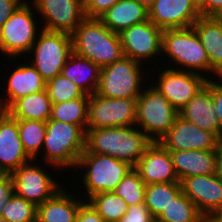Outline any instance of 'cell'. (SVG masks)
Returning <instances> with one entry per match:
<instances>
[{
  "label": "cell",
  "mask_w": 222,
  "mask_h": 222,
  "mask_svg": "<svg viewBox=\"0 0 222 222\" xmlns=\"http://www.w3.org/2000/svg\"><path fill=\"white\" fill-rule=\"evenodd\" d=\"M153 141L137 126L86 130L85 150L136 166Z\"/></svg>",
  "instance_id": "obj_1"
},
{
  "label": "cell",
  "mask_w": 222,
  "mask_h": 222,
  "mask_svg": "<svg viewBox=\"0 0 222 222\" xmlns=\"http://www.w3.org/2000/svg\"><path fill=\"white\" fill-rule=\"evenodd\" d=\"M70 35L72 51L100 68L124 56L119 34L109 30L98 18H85Z\"/></svg>",
  "instance_id": "obj_2"
},
{
  "label": "cell",
  "mask_w": 222,
  "mask_h": 222,
  "mask_svg": "<svg viewBox=\"0 0 222 222\" xmlns=\"http://www.w3.org/2000/svg\"><path fill=\"white\" fill-rule=\"evenodd\" d=\"M161 55L166 60L169 57L168 62L172 63H169L170 66L166 64V67L202 73L206 78L212 79L207 52L193 27L163 30Z\"/></svg>",
  "instance_id": "obj_3"
},
{
  "label": "cell",
  "mask_w": 222,
  "mask_h": 222,
  "mask_svg": "<svg viewBox=\"0 0 222 222\" xmlns=\"http://www.w3.org/2000/svg\"><path fill=\"white\" fill-rule=\"evenodd\" d=\"M85 139L86 132L80 126L48 120L42 147L43 163L62 171L64 168H76L78 159L85 151Z\"/></svg>",
  "instance_id": "obj_4"
},
{
  "label": "cell",
  "mask_w": 222,
  "mask_h": 222,
  "mask_svg": "<svg viewBox=\"0 0 222 222\" xmlns=\"http://www.w3.org/2000/svg\"><path fill=\"white\" fill-rule=\"evenodd\" d=\"M80 173L85 191L86 201L97 193L113 192L125 175L134 167L127 162L109 155L88 153L86 150L78 159L76 170ZM85 170V171H84Z\"/></svg>",
  "instance_id": "obj_5"
},
{
  "label": "cell",
  "mask_w": 222,
  "mask_h": 222,
  "mask_svg": "<svg viewBox=\"0 0 222 222\" xmlns=\"http://www.w3.org/2000/svg\"><path fill=\"white\" fill-rule=\"evenodd\" d=\"M144 68L140 62L123 56L101 68L96 93L106 98H138L145 87L142 84L149 85L145 83Z\"/></svg>",
  "instance_id": "obj_6"
},
{
  "label": "cell",
  "mask_w": 222,
  "mask_h": 222,
  "mask_svg": "<svg viewBox=\"0 0 222 222\" xmlns=\"http://www.w3.org/2000/svg\"><path fill=\"white\" fill-rule=\"evenodd\" d=\"M136 125L153 142L159 141L172 127L179 112L154 86L147 85L137 98Z\"/></svg>",
  "instance_id": "obj_7"
},
{
  "label": "cell",
  "mask_w": 222,
  "mask_h": 222,
  "mask_svg": "<svg viewBox=\"0 0 222 222\" xmlns=\"http://www.w3.org/2000/svg\"><path fill=\"white\" fill-rule=\"evenodd\" d=\"M26 0L10 18L2 25L0 30V51L8 59H17L20 55L29 54L32 45L37 40L42 27L34 19V6ZM34 8V9H33ZM38 24V25H36ZM38 26V27H37ZM39 28V29H38ZM40 30V31H38Z\"/></svg>",
  "instance_id": "obj_8"
},
{
  "label": "cell",
  "mask_w": 222,
  "mask_h": 222,
  "mask_svg": "<svg viewBox=\"0 0 222 222\" xmlns=\"http://www.w3.org/2000/svg\"><path fill=\"white\" fill-rule=\"evenodd\" d=\"M72 52L70 34L41 30L30 50V53H33L30 63L47 82L61 74V70Z\"/></svg>",
  "instance_id": "obj_9"
},
{
  "label": "cell",
  "mask_w": 222,
  "mask_h": 222,
  "mask_svg": "<svg viewBox=\"0 0 222 222\" xmlns=\"http://www.w3.org/2000/svg\"><path fill=\"white\" fill-rule=\"evenodd\" d=\"M137 98L89 95L86 130L136 125Z\"/></svg>",
  "instance_id": "obj_10"
},
{
  "label": "cell",
  "mask_w": 222,
  "mask_h": 222,
  "mask_svg": "<svg viewBox=\"0 0 222 222\" xmlns=\"http://www.w3.org/2000/svg\"><path fill=\"white\" fill-rule=\"evenodd\" d=\"M158 68L157 81H150L169 103L179 112L207 83L208 78L202 74L169 68ZM159 72V74H158ZM161 72V73H160ZM152 81H155L154 83ZM156 83V84H155Z\"/></svg>",
  "instance_id": "obj_11"
},
{
  "label": "cell",
  "mask_w": 222,
  "mask_h": 222,
  "mask_svg": "<svg viewBox=\"0 0 222 222\" xmlns=\"http://www.w3.org/2000/svg\"><path fill=\"white\" fill-rule=\"evenodd\" d=\"M11 176L15 194L36 205L50 199L63 187L34 159L14 170Z\"/></svg>",
  "instance_id": "obj_12"
},
{
  "label": "cell",
  "mask_w": 222,
  "mask_h": 222,
  "mask_svg": "<svg viewBox=\"0 0 222 222\" xmlns=\"http://www.w3.org/2000/svg\"><path fill=\"white\" fill-rule=\"evenodd\" d=\"M46 31L71 34L86 18L84 0H30ZM45 21V22H44Z\"/></svg>",
  "instance_id": "obj_13"
},
{
  "label": "cell",
  "mask_w": 222,
  "mask_h": 222,
  "mask_svg": "<svg viewBox=\"0 0 222 222\" xmlns=\"http://www.w3.org/2000/svg\"><path fill=\"white\" fill-rule=\"evenodd\" d=\"M162 33L149 19L122 30L119 37L124 56L141 64L151 63L157 56L161 59Z\"/></svg>",
  "instance_id": "obj_14"
},
{
  "label": "cell",
  "mask_w": 222,
  "mask_h": 222,
  "mask_svg": "<svg viewBox=\"0 0 222 222\" xmlns=\"http://www.w3.org/2000/svg\"><path fill=\"white\" fill-rule=\"evenodd\" d=\"M169 151L214 150L221 140L210 131L198 128L180 115L170 130L159 140Z\"/></svg>",
  "instance_id": "obj_15"
},
{
  "label": "cell",
  "mask_w": 222,
  "mask_h": 222,
  "mask_svg": "<svg viewBox=\"0 0 222 222\" xmlns=\"http://www.w3.org/2000/svg\"><path fill=\"white\" fill-rule=\"evenodd\" d=\"M182 192L196 205L204 217L222 207V181L215 175H198L183 179Z\"/></svg>",
  "instance_id": "obj_16"
},
{
  "label": "cell",
  "mask_w": 222,
  "mask_h": 222,
  "mask_svg": "<svg viewBox=\"0 0 222 222\" xmlns=\"http://www.w3.org/2000/svg\"><path fill=\"white\" fill-rule=\"evenodd\" d=\"M31 160L23 149L17 119L2 110L0 112V171L11 174Z\"/></svg>",
  "instance_id": "obj_17"
},
{
  "label": "cell",
  "mask_w": 222,
  "mask_h": 222,
  "mask_svg": "<svg viewBox=\"0 0 222 222\" xmlns=\"http://www.w3.org/2000/svg\"><path fill=\"white\" fill-rule=\"evenodd\" d=\"M201 13L191 0H155L149 20L162 30L192 27Z\"/></svg>",
  "instance_id": "obj_18"
},
{
  "label": "cell",
  "mask_w": 222,
  "mask_h": 222,
  "mask_svg": "<svg viewBox=\"0 0 222 222\" xmlns=\"http://www.w3.org/2000/svg\"><path fill=\"white\" fill-rule=\"evenodd\" d=\"M146 185L179 182L170 151L159 141L153 142L134 167Z\"/></svg>",
  "instance_id": "obj_19"
},
{
  "label": "cell",
  "mask_w": 222,
  "mask_h": 222,
  "mask_svg": "<svg viewBox=\"0 0 222 222\" xmlns=\"http://www.w3.org/2000/svg\"><path fill=\"white\" fill-rule=\"evenodd\" d=\"M25 63H27L25 65ZM22 65L19 63L5 80L7 92L3 98L0 97V106L6 111L16 100L29 94L41 92L46 89V81L41 74L29 62Z\"/></svg>",
  "instance_id": "obj_20"
},
{
  "label": "cell",
  "mask_w": 222,
  "mask_h": 222,
  "mask_svg": "<svg viewBox=\"0 0 222 222\" xmlns=\"http://www.w3.org/2000/svg\"><path fill=\"white\" fill-rule=\"evenodd\" d=\"M179 115L198 128L214 133L222 141V132L213 104L212 79H208L206 85L179 111Z\"/></svg>",
  "instance_id": "obj_21"
},
{
  "label": "cell",
  "mask_w": 222,
  "mask_h": 222,
  "mask_svg": "<svg viewBox=\"0 0 222 222\" xmlns=\"http://www.w3.org/2000/svg\"><path fill=\"white\" fill-rule=\"evenodd\" d=\"M175 173L183 179L216 172V149L170 151Z\"/></svg>",
  "instance_id": "obj_22"
},
{
  "label": "cell",
  "mask_w": 222,
  "mask_h": 222,
  "mask_svg": "<svg viewBox=\"0 0 222 222\" xmlns=\"http://www.w3.org/2000/svg\"><path fill=\"white\" fill-rule=\"evenodd\" d=\"M63 188L50 199L37 205V222H76L79 207L86 200L80 198L81 196L75 197L71 190L66 191L65 186Z\"/></svg>",
  "instance_id": "obj_23"
},
{
  "label": "cell",
  "mask_w": 222,
  "mask_h": 222,
  "mask_svg": "<svg viewBox=\"0 0 222 222\" xmlns=\"http://www.w3.org/2000/svg\"><path fill=\"white\" fill-rule=\"evenodd\" d=\"M192 27L207 52L210 74L215 79L222 73V21L200 16Z\"/></svg>",
  "instance_id": "obj_24"
},
{
  "label": "cell",
  "mask_w": 222,
  "mask_h": 222,
  "mask_svg": "<svg viewBox=\"0 0 222 222\" xmlns=\"http://www.w3.org/2000/svg\"><path fill=\"white\" fill-rule=\"evenodd\" d=\"M109 30H122L149 19V11L136 0H119L98 18Z\"/></svg>",
  "instance_id": "obj_25"
},
{
  "label": "cell",
  "mask_w": 222,
  "mask_h": 222,
  "mask_svg": "<svg viewBox=\"0 0 222 222\" xmlns=\"http://www.w3.org/2000/svg\"><path fill=\"white\" fill-rule=\"evenodd\" d=\"M100 70L97 64L72 52L61 74L74 82L86 95H91L98 89Z\"/></svg>",
  "instance_id": "obj_26"
},
{
  "label": "cell",
  "mask_w": 222,
  "mask_h": 222,
  "mask_svg": "<svg viewBox=\"0 0 222 222\" xmlns=\"http://www.w3.org/2000/svg\"><path fill=\"white\" fill-rule=\"evenodd\" d=\"M51 106L45 89L16 100L6 111L16 119L47 122L50 119Z\"/></svg>",
  "instance_id": "obj_27"
},
{
  "label": "cell",
  "mask_w": 222,
  "mask_h": 222,
  "mask_svg": "<svg viewBox=\"0 0 222 222\" xmlns=\"http://www.w3.org/2000/svg\"><path fill=\"white\" fill-rule=\"evenodd\" d=\"M182 191L180 182L156 183L146 186L145 205L157 219L174 198Z\"/></svg>",
  "instance_id": "obj_28"
},
{
  "label": "cell",
  "mask_w": 222,
  "mask_h": 222,
  "mask_svg": "<svg viewBox=\"0 0 222 222\" xmlns=\"http://www.w3.org/2000/svg\"><path fill=\"white\" fill-rule=\"evenodd\" d=\"M17 123L24 151L32 160H39L46 134V122L17 119Z\"/></svg>",
  "instance_id": "obj_29"
},
{
  "label": "cell",
  "mask_w": 222,
  "mask_h": 222,
  "mask_svg": "<svg viewBox=\"0 0 222 222\" xmlns=\"http://www.w3.org/2000/svg\"><path fill=\"white\" fill-rule=\"evenodd\" d=\"M88 103L89 98H77L59 104H52L49 120L76 124L86 132Z\"/></svg>",
  "instance_id": "obj_30"
},
{
  "label": "cell",
  "mask_w": 222,
  "mask_h": 222,
  "mask_svg": "<svg viewBox=\"0 0 222 222\" xmlns=\"http://www.w3.org/2000/svg\"><path fill=\"white\" fill-rule=\"evenodd\" d=\"M204 216L181 191L156 219V222H201Z\"/></svg>",
  "instance_id": "obj_31"
},
{
  "label": "cell",
  "mask_w": 222,
  "mask_h": 222,
  "mask_svg": "<svg viewBox=\"0 0 222 222\" xmlns=\"http://www.w3.org/2000/svg\"><path fill=\"white\" fill-rule=\"evenodd\" d=\"M106 222H117L128 210L126 202L114 192H102L87 200Z\"/></svg>",
  "instance_id": "obj_32"
},
{
  "label": "cell",
  "mask_w": 222,
  "mask_h": 222,
  "mask_svg": "<svg viewBox=\"0 0 222 222\" xmlns=\"http://www.w3.org/2000/svg\"><path fill=\"white\" fill-rule=\"evenodd\" d=\"M146 186L138 171L133 168L113 192L121 197L128 206L137 205L145 202Z\"/></svg>",
  "instance_id": "obj_33"
},
{
  "label": "cell",
  "mask_w": 222,
  "mask_h": 222,
  "mask_svg": "<svg viewBox=\"0 0 222 222\" xmlns=\"http://www.w3.org/2000/svg\"><path fill=\"white\" fill-rule=\"evenodd\" d=\"M46 91L52 104L77 98H89V95H86L74 82L62 74L46 82Z\"/></svg>",
  "instance_id": "obj_34"
},
{
  "label": "cell",
  "mask_w": 222,
  "mask_h": 222,
  "mask_svg": "<svg viewBox=\"0 0 222 222\" xmlns=\"http://www.w3.org/2000/svg\"><path fill=\"white\" fill-rule=\"evenodd\" d=\"M1 217L9 222H37V205L14 193Z\"/></svg>",
  "instance_id": "obj_35"
},
{
  "label": "cell",
  "mask_w": 222,
  "mask_h": 222,
  "mask_svg": "<svg viewBox=\"0 0 222 222\" xmlns=\"http://www.w3.org/2000/svg\"><path fill=\"white\" fill-rule=\"evenodd\" d=\"M117 222H156L144 203L128 206L126 214Z\"/></svg>",
  "instance_id": "obj_36"
},
{
  "label": "cell",
  "mask_w": 222,
  "mask_h": 222,
  "mask_svg": "<svg viewBox=\"0 0 222 222\" xmlns=\"http://www.w3.org/2000/svg\"><path fill=\"white\" fill-rule=\"evenodd\" d=\"M119 0H84L86 18H100Z\"/></svg>",
  "instance_id": "obj_37"
},
{
  "label": "cell",
  "mask_w": 222,
  "mask_h": 222,
  "mask_svg": "<svg viewBox=\"0 0 222 222\" xmlns=\"http://www.w3.org/2000/svg\"><path fill=\"white\" fill-rule=\"evenodd\" d=\"M14 193V185L11 174H0V217L4 209V205L12 198Z\"/></svg>",
  "instance_id": "obj_38"
},
{
  "label": "cell",
  "mask_w": 222,
  "mask_h": 222,
  "mask_svg": "<svg viewBox=\"0 0 222 222\" xmlns=\"http://www.w3.org/2000/svg\"><path fill=\"white\" fill-rule=\"evenodd\" d=\"M76 222H106L94 209V207L85 201L80 207L76 215Z\"/></svg>",
  "instance_id": "obj_39"
},
{
  "label": "cell",
  "mask_w": 222,
  "mask_h": 222,
  "mask_svg": "<svg viewBox=\"0 0 222 222\" xmlns=\"http://www.w3.org/2000/svg\"><path fill=\"white\" fill-rule=\"evenodd\" d=\"M25 1L26 0H0V30L2 25Z\"/></svg>",
  "instance_id": "obj_40"
},
{
  "label": "cell",
  "mask_w": 222,
  "mask_h": 222,
  "mask_svg": "<svg viewBox=\"0 0 222 222\" xmlns=\"http://www.w3.org/2000/svg\"><path fill=\"white\" fill-rule=\"evenodd\" d=\"M217 80L212 78V97L216 116L220 124V130L222 132V82L219 79Z\"/></svg>",
  "instance_id": "obj_41"
},
{
  "label": "cell",
  "mask_w": 222,
  "mask_h": 222,
  "mask_svg": "<svg viewBox=\"0 0 222 222\" xmlns=\"http://www.w3.org/2000/svg\"><path fill=\"white\" fill-rule=\"evenodd\" d=\"M222 10V0H206V17H215Z\"/></svg>",
  "instance_id": "obj_42"
},
{
  "label": "cell",
  "mask_w": 222,
  "mask_h": 222,
  "mask_svg": "<svg viewBox=\"0 0 222 222\" xmlns=\"http://www.w3.org/2000/svg\"><path fill=\"white\" fill-rule=\"evenodd\" d=\"M215 175L222 181V141L216 149V172Z\"/></svg>",
  "instance_id": "obj_43"
},
{
  "label": "cell",
  "mask_w": 222,
  "mask_h": 222,
  "mask_svg": "<svg viewBox=\"0 0 222 222\" xmlns=\"http://www.w3.org/2000/svg\"><path fill=\"white\" fill-rule=\"evenodd\" d=\"M193 6L201 13V16L206 17V0H191Z\"/></svg>",
  "instance_id": "obj_44"
},
{
  "label": "cell",
  "mask_w": 222,
  "mask_h": 222,
  "mask_svg": "<svg viewBox=\"0 0 222 222\" xmlns=\"http://www.w3.org/2000/svg\"><path fill=\"white\" fill-rule=\"evenodd\" d=\"M143 5L148 11L153 6L155 0H136Z\"/></svg>",
  "instance_id": "obj_45"
},
{
  "label": "cell",
  "mask_w": 222,
  "mask_h": 222,
  "mask_svg": "<svg viewBox=\"0 0 222 222\" xmlns=\"http://www.w3.org/2000/svg\"><path fill=\"white\" fill-rule=\"evenodd\" d=\"M210 217L216 222H222V207Z\"/></svg>",
  "instance_id": "obj_46"
},
{
  "label": "cell",
  "mask_w": 222,
  "mask_h": 222,
  "mask_svg": "<svg viewBox=\"0 0 222 222\" xmlns=\"http://www.w3.org/2000/svg\"><path fill=\"white\" fill-rule=\"evenodd\" d=\"M201 222H216L211 217H203Z\"/></svg>",
  "instance_id": "obj_47"
},
{
  "label": "cell",
  "mask_w": 222,
  "mask_h": 222,
  "mask_svg": "<svg viewBox=\"0 0 222 222\" xmlns=\"http://www.w3.org/2000/svg\"><path fill=\"white\" fill-rule=\"evenodd\" d=\"M215 18L222 21V10L215 16Z\"/></svg>",
  "instance_id": "obj_48"
},
{
  "label": "cell",
  "mask_w": 222,
  "mask_h": 222,
  "mask_svg": "<svg viewBox=\"0 0 222 222\" xmlns=\"http://www.w3.org/2000/svg\"><path fill=\"white\" fill-rule=\"evenodd\" d=\"M216 79H219L222 82V73L218 77H216Z\"/></svg>",
  "instance_id": "obj_49"
},
{
  "label": "cell",
  "mask_w": 222,
  "mask_h": 222,
  "mask_svg": "<svg viewBox=\"0 0 222 222\" xmlns=\"http://www.w3.org/2000/svg\"><path fill=\"white\" fill-rule=\"evenodd\" d=\"M0 222H9V221H7L6 219L0 217Z\"/></svg>",
  "instance_id": "obj_50"
}]
</instances>
